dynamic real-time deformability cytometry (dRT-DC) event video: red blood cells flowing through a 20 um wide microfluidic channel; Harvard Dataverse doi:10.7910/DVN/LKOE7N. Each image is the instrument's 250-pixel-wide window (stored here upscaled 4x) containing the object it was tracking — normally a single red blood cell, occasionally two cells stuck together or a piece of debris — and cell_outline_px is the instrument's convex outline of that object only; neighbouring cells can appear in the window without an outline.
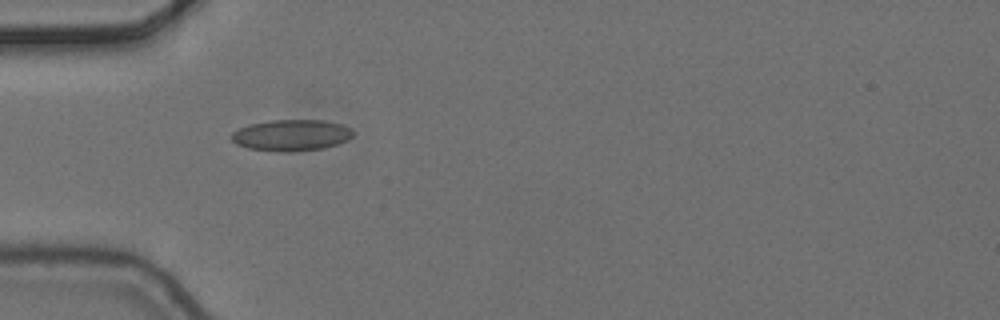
{"species": "common noctule bat (a hibernating species)", "species_latin": "Nyctalus noctula", "temperature_condition": "cold", "stored_images_in_passage": 10, "camera_frame_rate_fps": 3000, "um_per_image_px": 0.085, "animal": {"sex": "female", "body_mass_g": 24.6, "forearm_length_mm": 56.2}, "frame": {"image": 1, "passage_image": 5, "time_ms": 1.333, "image_size_px": [1000, 320], "cell_outline_px": [[352, 136], [348, 140], [324, 148], [292, 152], [280, 152], [248, 148], [236, 144], [232, 140], [232, 132], [240, 128], [252, 124], [272, 120], [324, 120], [340, 124], [352, 128]], "centroid_in_image_um": [24.78, 11.5], "position_along_channel_um": 60.2, "area_um2": 22.08}}
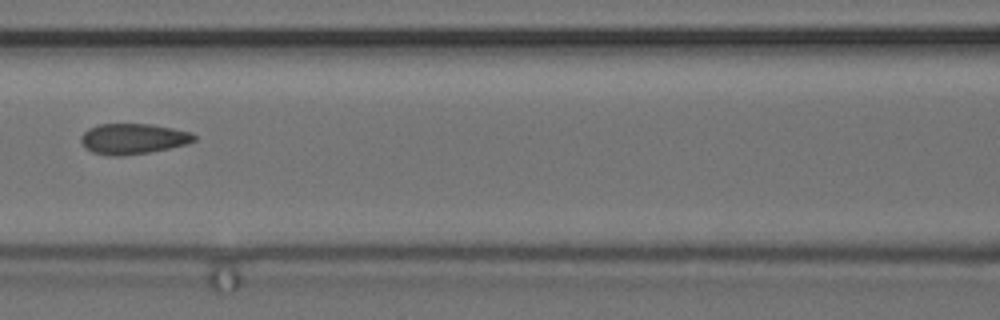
{"frame": {"image": 2, "passage_image": 7, "time_ms": 2.0, "image_size_px": [1000, 320], "cell_outline_px": [[196, 140], [188, 144], [148, 152], [120, 156], [112, 156], [92, 152], [84, 148], [80, 140], [80, 136], [88, 128], [100, 124], [152, 124], [192, 132], [196, 136]], "centroid_in_image_um": [11.3, 11.79], "position_along_channel_um": 155.3, "area_um2": 20.23}}
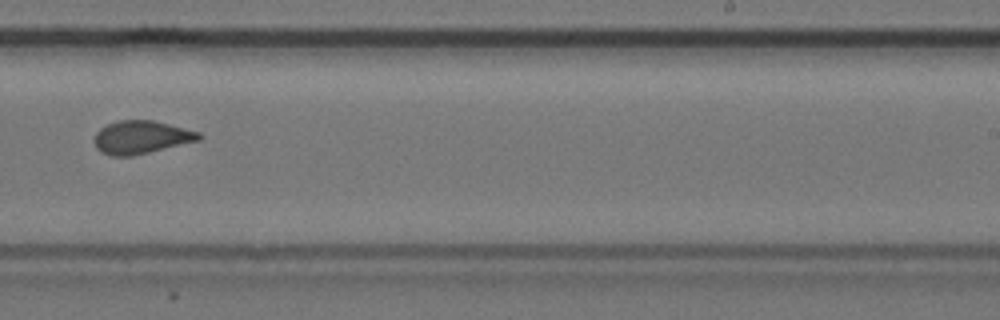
{"frame": {"image": 3, "passage_image": 10, "time_ms": 3.0, "image_size_px": [1000, 320], "cell_outline_px": [[204, 136], [200, 140], [132, 156], [112, 156], [100, 152], [96, 148], [96, 132], [100, 128], [108, 124], [120, 120], [152, 120], [200, 132]], "centroid_in_image_um": [12.02, 11.67], "position_along_channel_um": 277.0, "area_um2": 20.0}}